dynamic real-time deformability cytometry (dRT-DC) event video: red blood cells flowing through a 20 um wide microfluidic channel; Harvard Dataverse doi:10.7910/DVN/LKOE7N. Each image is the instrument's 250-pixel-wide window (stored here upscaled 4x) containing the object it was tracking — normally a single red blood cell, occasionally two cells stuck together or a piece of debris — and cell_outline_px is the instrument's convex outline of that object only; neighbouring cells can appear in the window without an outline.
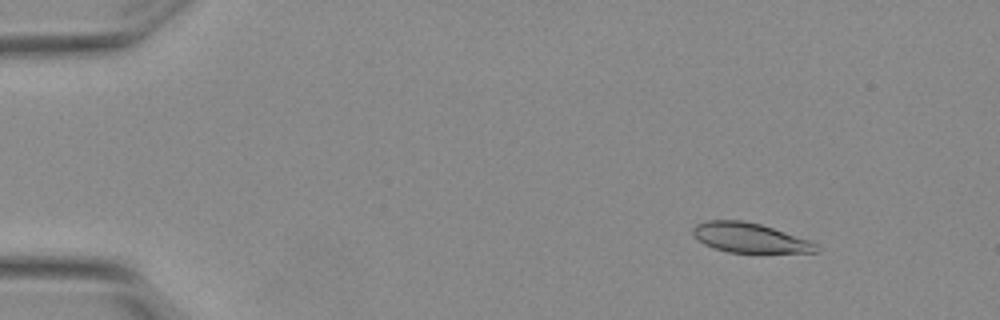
{"species": "Egyptian fruit bat (a non-hibernating species)", "species_latin": "Rousettus aegyptiacus", "temperature_condition": "warm", "stored_images_in_passage": 5, "camera_frame_rate_fps": 3000, "um_per_image_px": 0.085, "animal": {"sex": "female"}, "frame": {"image": 1, "passage_image": 2, "time_ms": 0.333, "image_size_px": [1000, 320], "cell_outline_px": [[820, 252], [728, 252], [704, 244], [692, 232], [692, 228], [696, 224], [708, 220], [744, 220], [760, 224], [812, 240], [820, 248]], "centroid_in_image_um": [63.77, 20.2], "position_along_channel_um": 21.2, "area_um2": 21.21}}
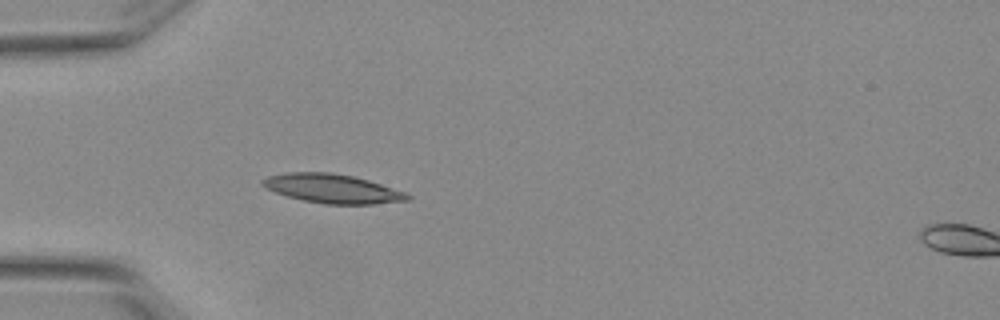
{"frame": {"image": 2, "passage_image": 4, "time_ms": 1.0, "image_size_px": [1000, 320], "cell_outline_px": [[412, 196], [408, 200], [372, 204], [324, 204], [304, 200], [288, 196], [276, 192], [260, 184], [260, 180], [268, 176], [288, 172], [328, 172], [352, 176], [368, 180], [408, 192]], "centroid_in_image_um": [28.28, 16.03], "position_along_channel_um": 56.7, "area_um2": 24.39}}